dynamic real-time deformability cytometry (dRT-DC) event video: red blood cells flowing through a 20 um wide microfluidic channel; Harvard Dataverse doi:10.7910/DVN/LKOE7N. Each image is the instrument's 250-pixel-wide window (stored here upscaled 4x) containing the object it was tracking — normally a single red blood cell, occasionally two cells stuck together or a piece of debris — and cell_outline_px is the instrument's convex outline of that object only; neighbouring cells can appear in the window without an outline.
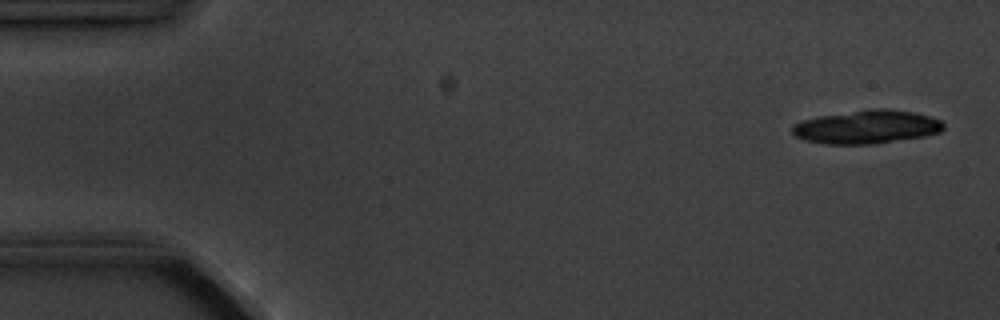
{"species": "common noctule bat (a hibernating species)", "species_latin": "Nyctalus noctula", "temperature_condition": "cold", "stored_images_in_passage": 6, "camera_frame_rate_fps": 3000, "um_per_image_px": 0.085, "animal": {"sex": "male", "body_mass_g": 20.1, "forearm_length_mm": 53.5}, "frame": {"image": 1, "passage_image": 1, "time_ms": 0.0, "image_size_px": [1000, 320], "cell_outline_px": [[944, 128], [940, 132], [924, 136], [876, 144], [824, 144], [804, 140], [796, 136], [792, 132], [792, 124], [804, 120], [820, 116], [872, 108], [888, 108], [916, 112], [932, 116], [940, 120], [944, 124]], "centroid_in_image_um": [73.71, 10.78], "position_along_channel_um": 11.3, "area_um2": 29.71}}